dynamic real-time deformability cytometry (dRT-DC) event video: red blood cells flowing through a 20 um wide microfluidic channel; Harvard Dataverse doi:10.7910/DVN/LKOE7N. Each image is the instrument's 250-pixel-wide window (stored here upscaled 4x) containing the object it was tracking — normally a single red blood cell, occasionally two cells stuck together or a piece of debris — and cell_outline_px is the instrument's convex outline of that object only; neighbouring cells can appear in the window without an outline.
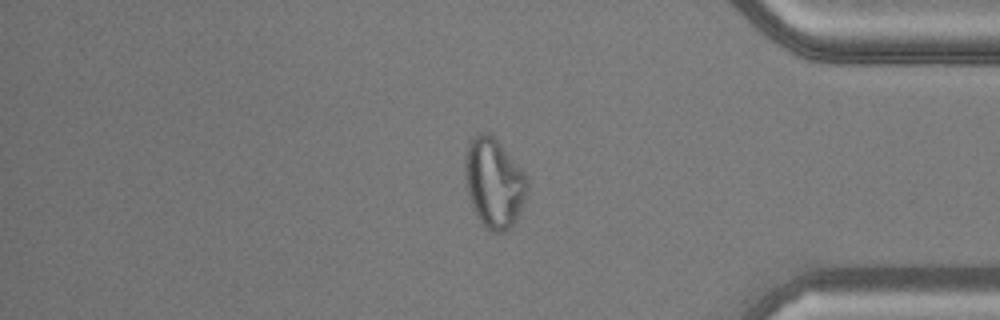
{"species": "common noctule bat (a hibernating species)", "species_latin": "Nyctalus noctula", "temperature_condition": "warm", "stored_images_in_passage": 47, "camera_frame_rate_fps": 3000, "um_per_image_px": 0.085, "animal": {"sex": "male", "body_mass_g": 20.5, "forearm_length_mm": 52.5}, "frame": {"image": 1, "passage_image": 40, "time_ms": 13.0, "image_size_px": [1000, 320], "cell_outline_px": [[528, 188], [516, 220], [504, 232], [492, 232], [480, 220], [468, 196], [464, 176], [464, 156], [468, 140], [472, 136], [480, 132], [488, 132], [500, 144], [524, 172], [528, 180]], "centroid_in_image_um": [41.95, 15.5], "position_along_channel_um": 393.2, "area_um2": 32.31}}
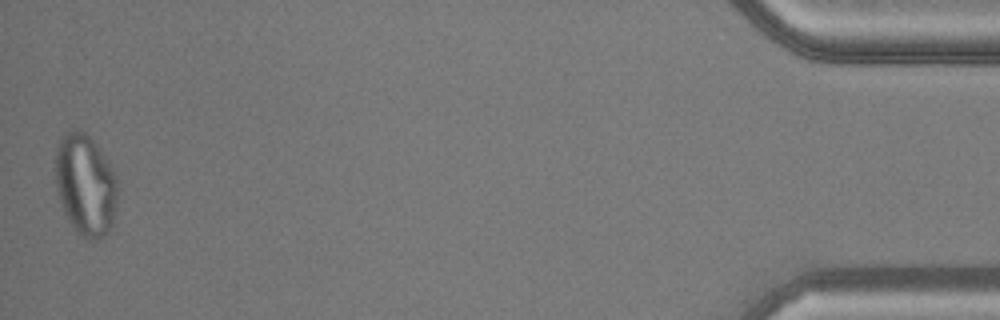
{"frame": {"image": 2, "passage_image": 47, "time_ms": 15.333, "image_size_px": [1000, 320], "cell_outline_px": [[116, 208], [112, 224], [108, 232], [96, 240], [80, 236], [76, 232], [68, 220], [64, 212], [60, 200], [56, 184], [56, 148], [60, 140], [68, 128], [80, 128], [100, 148], [108, 160], [116, 180]], "centroid_in_image_um": [7.25, 15.69], "position_along_channel_um": 427.9, "area_um2": 36.7}}